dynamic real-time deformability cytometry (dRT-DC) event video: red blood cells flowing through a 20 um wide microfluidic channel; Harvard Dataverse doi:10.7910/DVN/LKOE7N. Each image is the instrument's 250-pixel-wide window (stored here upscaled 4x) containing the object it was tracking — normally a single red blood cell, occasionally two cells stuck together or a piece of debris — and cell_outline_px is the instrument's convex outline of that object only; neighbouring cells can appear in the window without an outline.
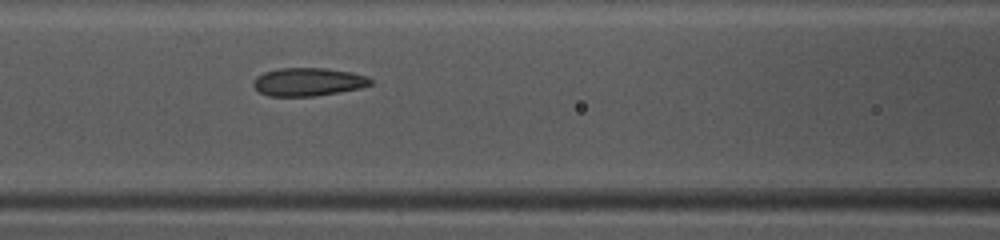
{"species": "common noctule bat (a hibernating species)", "species_latin": "Nyctalus noctula", "temperature_condition": "warm", "stored_images_in_passage": 25, "camera_frame_rate_fps": 3000, "um_per_image_px": 0.085, "animal": {"sex": "female", "body_mass_g": 10.0, "forearm_length_mm": 53.1}, "frame": {"image": 1, "passage_image": 22, "time_ms": 7.0, "image_size_px": [1000, 240], "cell_outline_px": [[372, 84], [360, 88], [316, 96], [268, 96], [260, 92], [252, 84], [256, 76], [264, 72], [280, 68], [328, 68], [352, 72], [368, 76], [372, 80]], "centroid_in_image_um": [26.21, 6.95], "position_along_channel_um": 140.4, "area_um2": 19.31}}
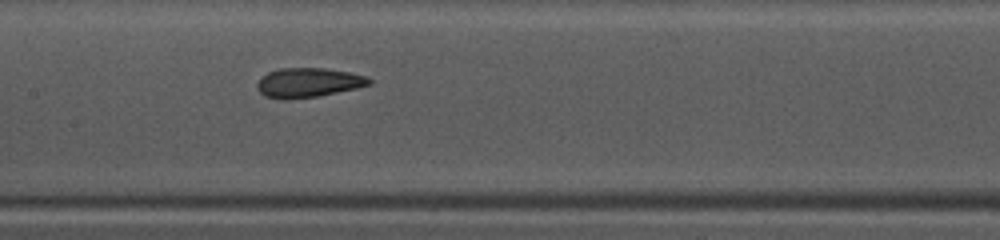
{"frame": {"image": 2, "passage_image": 25, "time_ms": 8.0, "image_size_px": [1000, 240], "cell_outline_px": [[372, 84], [356, 88], [316, 96], [288, 100], [280, 100], [264, 96], [256, 88], [256, 84], [268, 72], [280, 68], [324, 68], [348, 72], [368, 76], [372, 80]], "centroid_in_image_um": [26.19, 7.03], "position_along_channel_um": 181.2, "area_um2": 19.25}}